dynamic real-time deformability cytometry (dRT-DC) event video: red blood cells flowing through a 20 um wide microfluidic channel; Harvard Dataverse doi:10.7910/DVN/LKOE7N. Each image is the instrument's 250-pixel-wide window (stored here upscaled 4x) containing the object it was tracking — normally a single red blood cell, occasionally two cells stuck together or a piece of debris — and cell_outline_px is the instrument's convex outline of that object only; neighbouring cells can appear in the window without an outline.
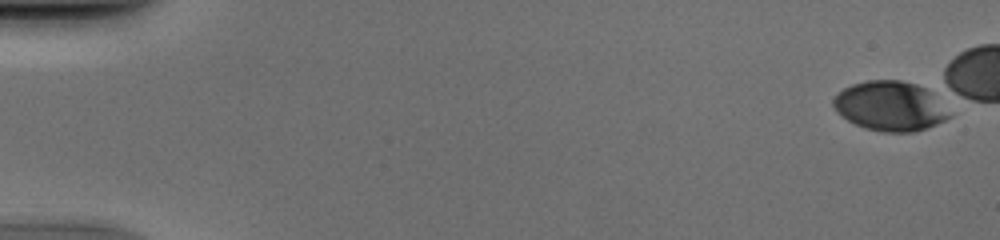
{"species": "human", "species_latin": "Homo sapiens", "temperature_condition": "cold", "stored_images_in_passage": 43, "camera_frame_rate_fps": 3000, "um_per_image_px": 0.085, "donor": {"sex": "male"}, "frame": {"image": 1, "passage_image": 1, "time_ms": 0.0, "image_size_px": [1000, 240], "cell_outline_px": [[952, 116], [936, 124], [916, 132], [884, 132], [864, 128], [848, 120], [836, 112], [832, 104], [832, 100], [844, 88], [852, 84], [868, 80], [900, 80], [916, 84], [924, 88]], "centroid_in_image_um": [75.6, 9.03], "position_along_channel_um": 9.4, "area_um2": 33.0}}
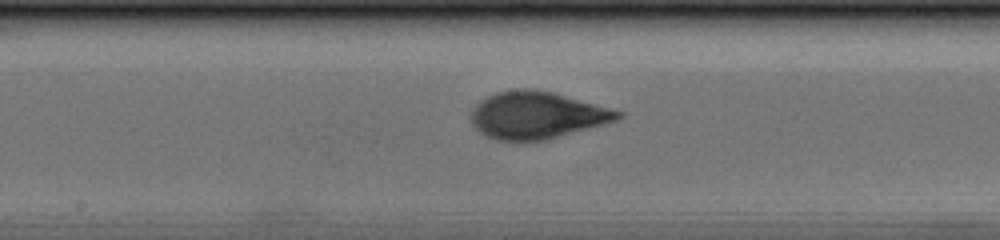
{"frame": {"image": 2, "passage_image": 28, "time_ms": 9.0, "image_size_px": [1000, 240], "cell_outline_px": [[624, 116], [616, 120], [544, 140], [496, 140], [480, 132], [472, 124], [472, 112], [476, 104], [480, 100], [496, 92], [516, 88], [524, 88], [552, 92], [624, 112]], "centroid_in_image_um": [45.61, 9.77], "position_along_channel_um": 202.6, "area_um2": 39.59}}
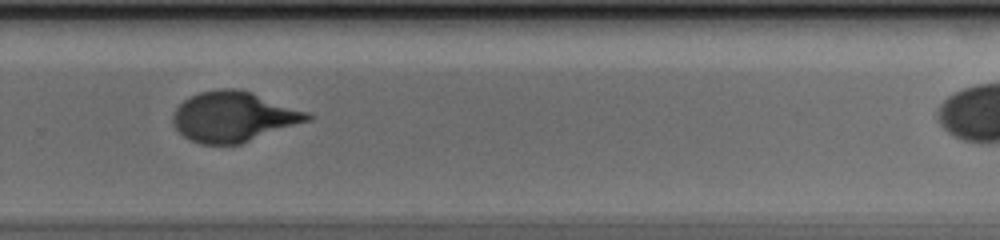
{"frame": {"image": 3, "passage_image": 36, "time_ms": 11.667, "image_size_px": [1000, 240], "cell_outline_px": [[312, 116], [308, 120], [240, 144], [200, 144], [184, 136], [172, 124], [172, 116], [176, 108], [184, 100], [200, 92], [224, 88], [236, 88], [252, 92], [308, 112]], "centroid_in_image_um": [19.81, 9.91], "position_along_channel_um": 310.0, "area_um2": 38.78}}